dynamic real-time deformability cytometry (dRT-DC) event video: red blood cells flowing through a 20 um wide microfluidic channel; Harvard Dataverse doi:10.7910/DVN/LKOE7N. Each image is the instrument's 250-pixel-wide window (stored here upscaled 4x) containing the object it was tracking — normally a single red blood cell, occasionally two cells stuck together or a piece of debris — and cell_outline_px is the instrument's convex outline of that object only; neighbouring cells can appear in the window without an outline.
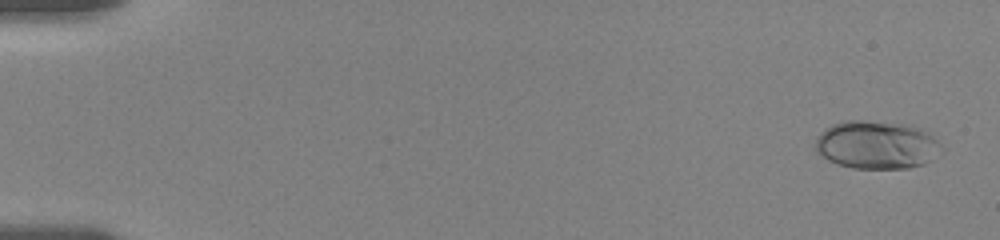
{"species": "human", "species_latin": "Homo sapiens", "temperature_condition": "room temperature", "stored_images_in_passage": 76, "camera_frame_rate_fps": 3000, "um_per_image_px": 0.085, "donor": {"sex": "female"}, "frame": {"image": 1, "passage_image": 2, "time_ms": 0.333, "image_size_px": [1000, 240], "cell_outline_px": [[944, 152], [924, 164], [908, 168], [852, 168], [828, 160], [816, 152], [816, 140], [824, 128], [832, 124], [844, 120], [864, 120], [912, 124], [932, 132], [944, 148]], "centroid_in_image_um": [74.59, 12.29], "position_along_channel_um": 10.4, "area_um2": 36.07}}
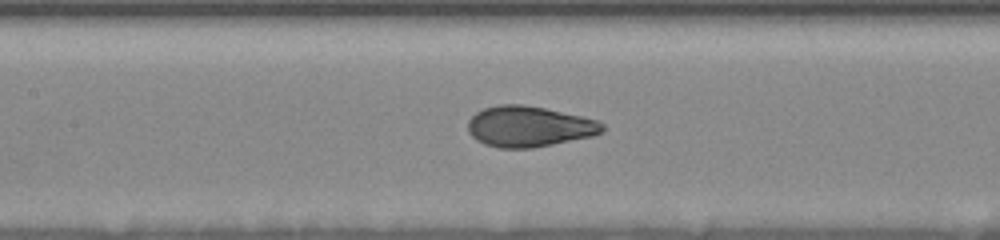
{"frame": {"image": 2, "passage_image": 45, "time_ms": 8.667, "image_size_px": [1000, 240], "cell_outline_px": [[604, 132], [592, 136], [532, 148], [500, 148], [484, 144], [476, 140], [468, 132], [468, 120], [476, 112], [484, 108], [500, 104], [524, 104], [584, 116], [596, 120], [604, 124]], "centroid_in_image_um": [44.96, 10.75], "position_along_channel_um": 162.4, "area_um2": 32.02}}
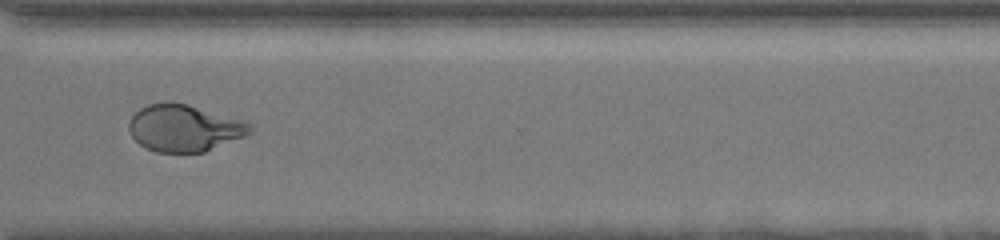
{"frame": {"image": 3, "passage_image": 75, "time_ms": 14.0, "image_size_px": [1000, 240], "cell_outline_px": [[252, 132], [244, 136], [204, 152], [156, 152], [144, 148], [132, 136], [128, 128], [128, 124], [132, 116], [140, 108], [148, 104], [188, 104], [240, 120], [252, 124]], "centroid_in_image_um": [15.64, 10.91], "position_along_channel_um": 355.0, "area_um2": 32.43}}